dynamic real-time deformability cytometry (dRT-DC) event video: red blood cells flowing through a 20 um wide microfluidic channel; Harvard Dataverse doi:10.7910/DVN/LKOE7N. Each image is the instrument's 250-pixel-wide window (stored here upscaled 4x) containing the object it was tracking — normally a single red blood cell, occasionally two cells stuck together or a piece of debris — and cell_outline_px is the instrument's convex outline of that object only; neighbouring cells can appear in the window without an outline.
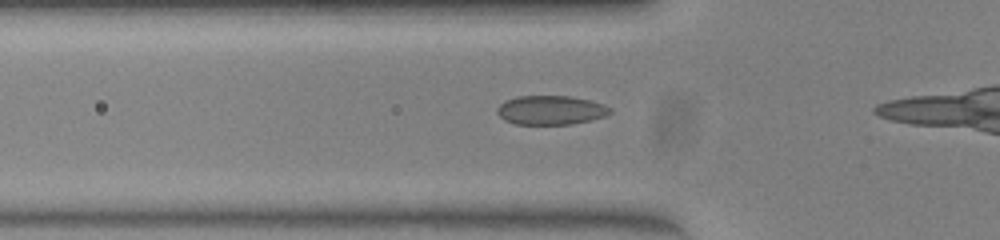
{"species": "common noctule bat (a hibernating species)", "species_latin": "Nyctalus noctula", "temperature_condition": "warm", "stored_images_in_passage": 13, "camera_frame_rate_fps": 3000, "um_per_image_px": 0.085, "animal": {"sex": "female", "body_mass_g": 23.0, "forearm_length_mm": 53.4}, "frame": {"image": 1, "passage_image": 8, "time_ms": 2.333, "image_size_px": [1000, 240], "cell_outline_px": [[612, 112], [604, 116], [572, 124], [516, 124], [504, 120], [496, 112], [496, 108], [504, 100], [516, 96], [568, 96], [588, 100], [604, 104], [612, 108]], "centroid_in_image_um": [46.78, 9.35], "position_along_channel_um": 79.0, "area_um2": 19.13}}
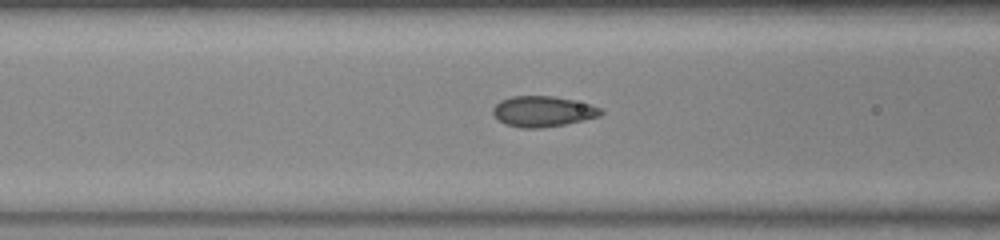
{"frame": {"image": 2, "passage_image": 11, "time_ms": 3.333, "image_size_px": [1000, 240], "cell_outline_px": [[604, 112], [600, 116], [564, 124], [540, 128], [520, 128], [504, 124], [492, 112], [492, 108], [500, 100], [512, 96], [552, 96], [572, 100], [588, 104], [600, 108]], "centroid_in_image_um": [46.11, 9.47], "position_along_channel_um": 120.5, "area_um2": 19.07}}